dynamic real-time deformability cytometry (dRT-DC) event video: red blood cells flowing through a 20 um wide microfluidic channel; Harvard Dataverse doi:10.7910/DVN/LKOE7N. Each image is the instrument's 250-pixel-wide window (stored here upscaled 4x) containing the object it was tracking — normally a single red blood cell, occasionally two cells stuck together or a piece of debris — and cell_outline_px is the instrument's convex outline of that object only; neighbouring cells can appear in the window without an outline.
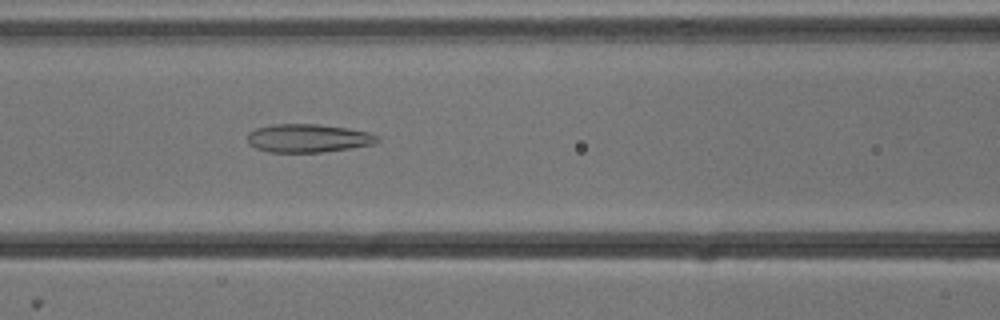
{"species": "common noctule bat (a hibernating species)", "species_latin": "Nyctalus noctula", "temperature_condition": "cold", "stored_images_in_passage": 14, "camera_frame_rate_fps": 3000, "um_per_image_px": 0.085, "animal": {"sex": "male", "body_mass_g": 13.3}, "frame": {"image": 1, "passage_image": 7, "time_ms": 2.0, "image_size_px": [1000, 320], "cell_outline_px": [[380, 140], [376, 144], [352, 148], [320, 152], [268, 152], [256, 148], [248, 144], [248, 132], [256, 128], [272, 124], [316, 124], [348, 128], [368, 132], [380, 136]], "centroid_in_image_um": [26.21, 11.75], "position_along_channel_um": 140.4, "area_um2": 21.62}}
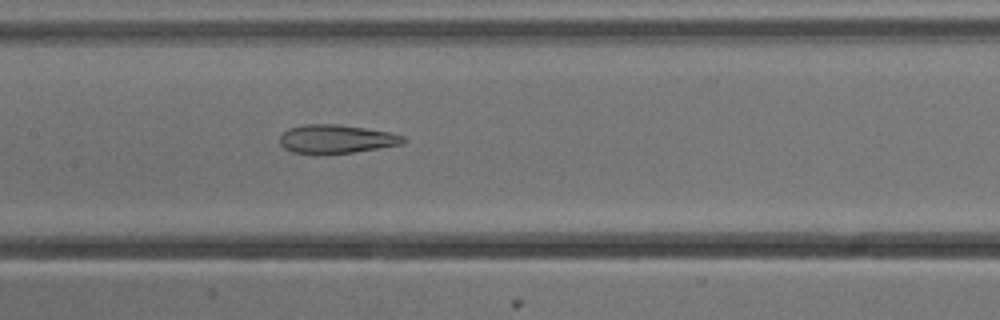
{"frame": {"image": 2, "passage_image": 10, "time_ms": 3.0, "image_size_px": [1000, 320], "cell_outline_px": [[408, 140], [404, 144], [380, 148], [352, 152], [320, 156], [316, 156], [292, 152], [284, 148], [280, 144], [280, 136], [288, 128], [304, 124], [336, 124], [364, 128], [388, 132], [404, 136]], "centroid_in_image_um": [28.56, 11.85], "position_along_channel_um": 178.8, "area_um2": 21.1}}